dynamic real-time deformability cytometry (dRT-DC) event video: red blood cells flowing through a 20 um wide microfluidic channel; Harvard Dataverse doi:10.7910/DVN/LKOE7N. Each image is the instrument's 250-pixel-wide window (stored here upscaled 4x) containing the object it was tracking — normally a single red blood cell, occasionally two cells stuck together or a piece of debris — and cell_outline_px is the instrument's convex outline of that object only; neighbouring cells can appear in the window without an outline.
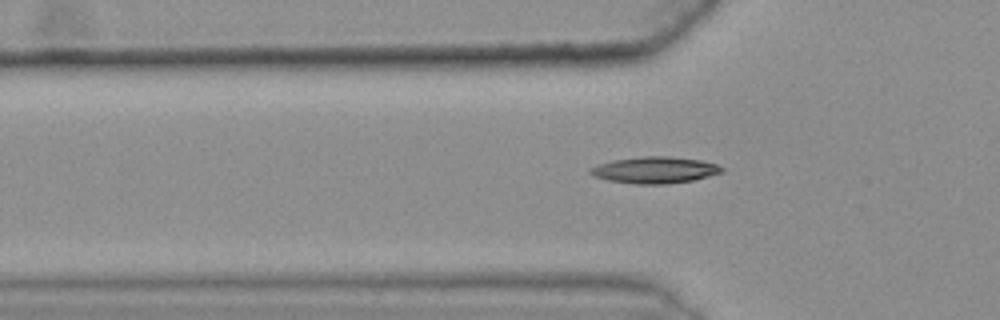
{"species": "common noctule bat (a hibernating species)", "species_latin": "Nyctalus noctula", "temperature_condition": "warm", "stored_images_in_passage": 49, "camera_frame_rate_fps": 3000, "um_per_image_px": 0.085, "animal": {"sex": "female", "body_mass_g": 25.1}, "frame": {"image": 1, "passage_image": 19, "time_ms": 6.0, "image_size_px": [1000, 320], "cell_outline_px": [[724, 172], [692, 180], [668, 184], [636, 184], [608, 180], [596, 176], [588, 172], [588, 168], [612, 160], [644, 156], [668, 156], [700, 160], [716, 164], [724, 168]], "centroid_in_image_um": [55.66, 14.45], "position_along_channel_um": 70.1, "area_um2": 20.23}}
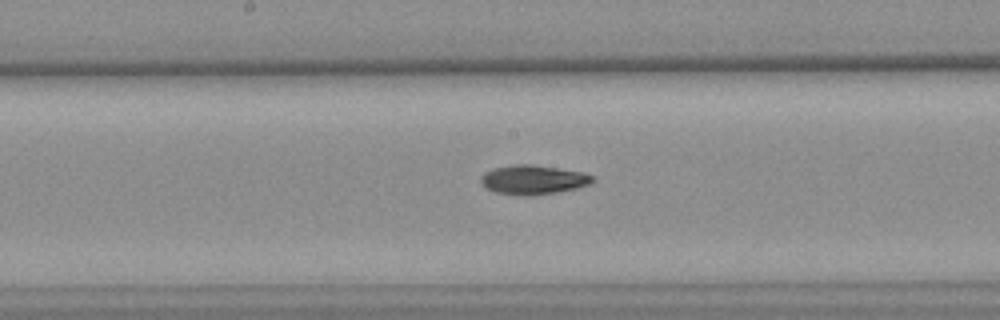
{"frame": {"image": 2, "passage_image": 30, "time_ms": 9.667, "image_size_px": [1000, 320], "cell_outline_px": [[596, 180], [588, 184], [576, 188], [556, 192], [532, 196], [520, 196], [496, 192], [480, 184], [480, 176], [484, 172], [492, 168], [512, 164], [532, 164], [580, 172], [592, 176]], "centroid_in_image_um": [45.25, 15.28], "position_along_channel_um": 202.9, "area_um2": 19.07}}
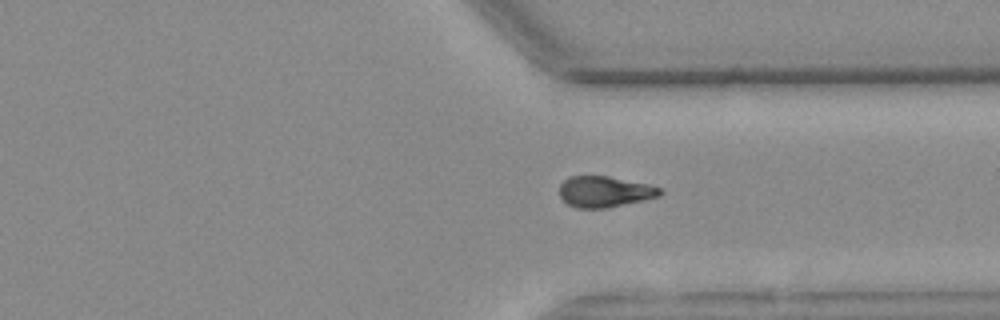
{"frame": {"image": 3, "passage_image": 43, "time_ms": 14.0, "image_size_px": [1000, 320], "cell_outline_px": [[664, 192], [660, 196], [644, 200], [608, 208], [576, 208], [568, 204], [560, 196], [560, 184], [568, 176], [608, 176], [644, 184], [660, 188]], "centroid_in_image_um": [51.37, 16.3], "position_along_channel_um": 360.0, "area_um2": 18.03}, "authors_computed_cell_mechanics": {"area_um2": 18.5538, "velocity_mm_per_s": 3.6208, "shape_relaxation_time_tau1_ms": 8.3761, "shape_relaxation_time_tau2_ms": null, "deformation_change_tau1": 0.2094, "deformation_change_tau2": null}}